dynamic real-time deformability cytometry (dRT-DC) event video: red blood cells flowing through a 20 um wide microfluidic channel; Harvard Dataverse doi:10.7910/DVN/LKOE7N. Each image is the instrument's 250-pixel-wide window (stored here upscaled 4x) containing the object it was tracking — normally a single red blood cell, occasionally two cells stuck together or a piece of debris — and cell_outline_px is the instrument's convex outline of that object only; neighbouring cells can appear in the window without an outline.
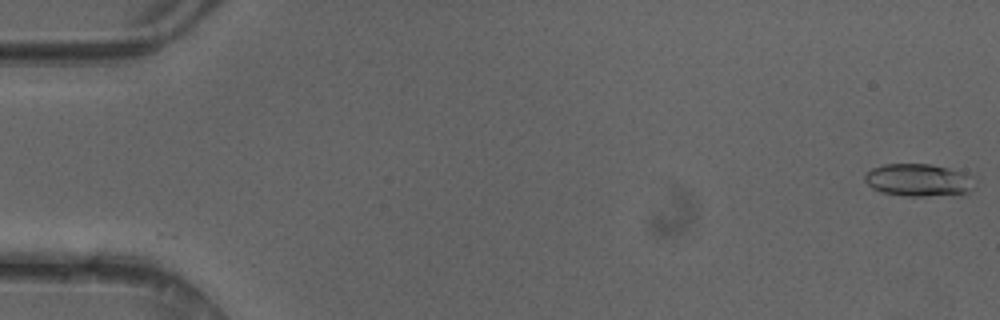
{"species": "common noctule bat (a hibernating species)", "species_latin": "Nyctalus noctula", "temperature_condition": "cold", "stored_images_in_passage": 30, "camera_frame_rate_fps": 3000, "um_per_image_px": 0.085, "animal": {"sex": "female"}, "frame": {"image": 1, "passage_image": 1, "time_ms": 0.0, "image_size_px": [1000, 320], "cell_outline_px": [[976, 188], [964, 196], [904, 196], [880, 192], [872, 188], [864, 180], [864, 176], [872, 168], [884, 164], [928, 164], [948, 168], [972, 176], [976, 180]], "centroid_in_image_um": [78.16, 15.34], "position_along_channel_um": 6.8, "area_um2": 21.44}}
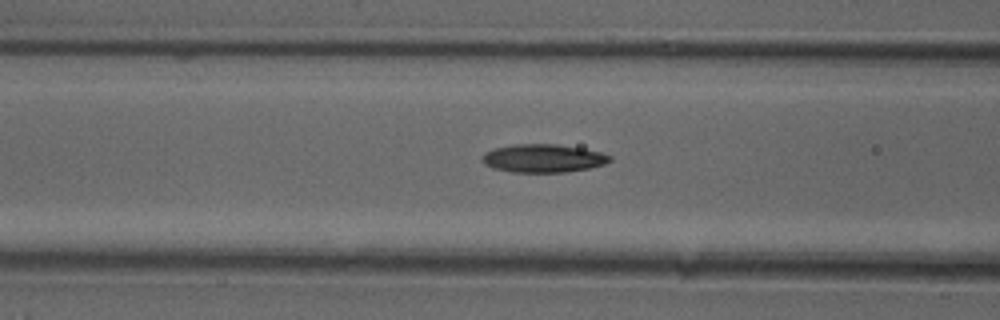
{"frame": {"image": 2, "passage_image": 20, "time_ms": 6.333, "image_size_px": [1000, 320], "cell_outline_px": [[612, 160], [604, 164], [588, 168], [564, 172], [512, 172], [492, 168], [484, 164], [480, 160], [484, 152], [492, 148], [516, 144], [556, 144], [580, 148], [600, 152], [612, 156]], "centroid_in_image_um": [46.12, 13.45], "position_along_channel_um": 120.5, "area_um2": 21.04}}
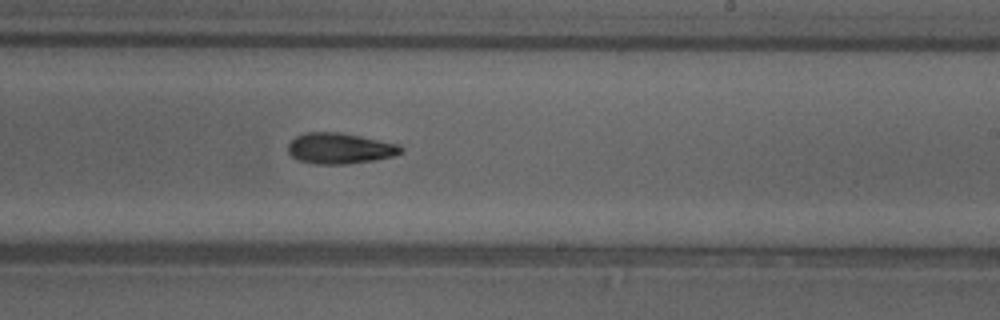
{"frame": {"image": 3, "passage_image": 30, "time_ms": 9.667, "image_size_px": [1000, 320], "cell_outline_px": [[404, 152], [392, 156], [376, 160], [344, 164], [316, 164], [300, 160], [292, 156], [288, 152], [288, 144], [296, 136], [308, 132], [340, 132], [400, 144], [404, 148]], "centroid_in_image_um": [28.92, 12.61], "position_along_channel_um": 260.1, "area_um2": 20.29}}